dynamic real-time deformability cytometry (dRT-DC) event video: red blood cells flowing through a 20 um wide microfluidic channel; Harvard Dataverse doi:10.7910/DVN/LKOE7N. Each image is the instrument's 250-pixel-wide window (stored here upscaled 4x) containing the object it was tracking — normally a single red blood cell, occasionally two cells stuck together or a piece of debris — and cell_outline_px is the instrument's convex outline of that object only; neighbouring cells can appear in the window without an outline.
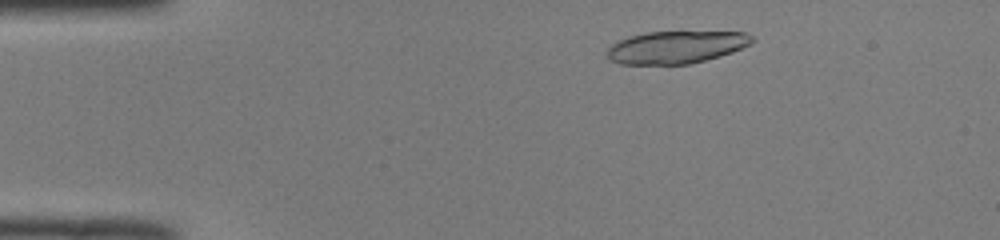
{"species": "common noctule bat (a hibernating species)", "species_latin": "Nyctalus noctula", "temperature_condition": "room temperature", "stored_images_in_passage": 47, "camera_frame_rate_fps": 3000, "um_per_image_px": 0.085, "animal": {"sex": "male", "body_mass_g": 19.0, "forearm_length_mm": 50.8}, "frame": {"image": 1, "passage_image": 5, "time_ms": 1.333, "image_size_px": [1000, 240], "cell_outline_px": [[756, 40], [752, 44], [732, 52], [720, 56], [688, 64], [620, 64], [608, 60], [608, 48], [612, 44], [628, 36], [644, 32], [744, 32], [752, 36]], "centroid_in_image_um": [57.48, 4.01], "position_along_channel_um": 27.5, "area_um2": 27.46}}
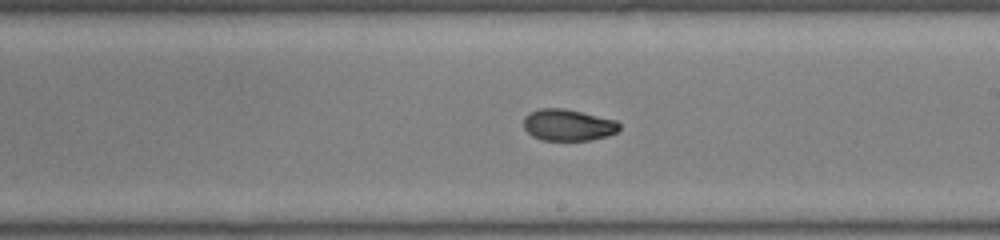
{"frame": {"image": 2, "passage_image": 26, "time_ms": 8.333, "image_size_px": [1000, 240], "cell_outline_px": [[620, 128], [616, 132], [608, 136], [592, 140], [540, 140], [532, 136], [524, 128], [524, 116], [540, 108], [564, 108], [616, 120], [620, 124]], "centroid_in_image_um": [48.29, 10.63], "position_along_channel_um": 240.7, "area_um2": 17.63}}
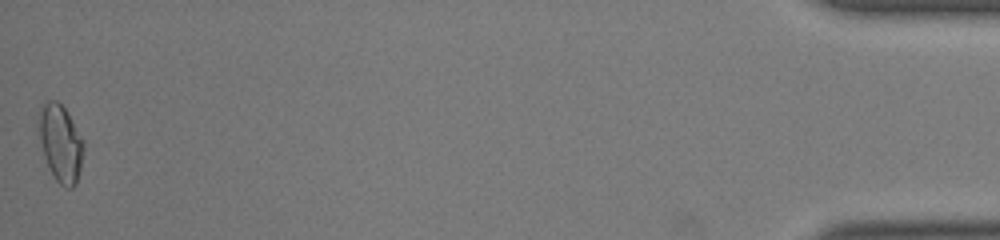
{"frame": {"image": 3, "passage_image": 47, "time_ms": 15.333, "image_size_px": [1000, 240], "cell_outline_px": [[84, 148], [80, 168], [76, 184], [72, 188], [68, 188], [60, 184], [56, 180], [48, 168], [40, 140], [36, 124], [40, 104], [48, 100], [56, 100], [64, 108], [84, 140]], "centroid_in_image_um": [5.11, 12.14], "position_along_channel_um": 430.1, "area_um2": 20.35}, "authors_computed_cell_mechanics": {"area_um2": 18.4382, "velocity_mm_per_s": 4.0299, "shape_relaxation_time_tau1_ms": 0.8784, "shape_relaxation_time_tau2_ms": 1.8717, "deformation_change_tau1": 0.3409, "deformation_change_tau2": 0.0599}}